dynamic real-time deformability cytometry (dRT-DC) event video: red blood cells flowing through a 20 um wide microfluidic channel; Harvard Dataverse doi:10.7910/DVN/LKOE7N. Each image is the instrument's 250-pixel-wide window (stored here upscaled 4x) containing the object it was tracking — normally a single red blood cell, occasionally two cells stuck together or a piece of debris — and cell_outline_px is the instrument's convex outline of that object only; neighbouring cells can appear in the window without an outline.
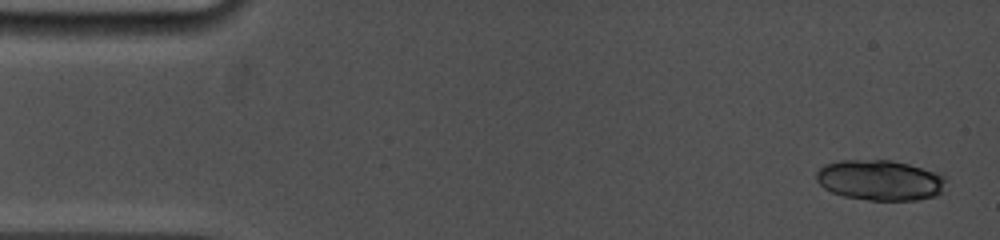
{"species": "common noctule bat (a hibernating species)", "species_latin": "Nyctalus noctula", "temperature_condition": "cold", "stored_images_in_passage": 6, "camera_frame_rate_fps": 5000, "um_per_image_px": 0.085, "animal": {"sex": "female", "body_mass_g": 19.0, "forearm_length_mm": 53.3}, "frame": {"image": 1, "passage_image": 1, "time_ms": 0.0, "image_size_px": [1000, 240], "cell_outline_px": [[948, 180], [944, 192], [936, 196], [916, 200], [868, 200], [844, 196], [832, 192], [824, 188], [816, 180], [816, 172], [824, 164], [840, 160], [892, 160], [944, 172], [948, 176]], "centroid_in_image_um": [74.91, 15.3], "position_along_channel_um": 10.1, "area_um2": 31.39}}